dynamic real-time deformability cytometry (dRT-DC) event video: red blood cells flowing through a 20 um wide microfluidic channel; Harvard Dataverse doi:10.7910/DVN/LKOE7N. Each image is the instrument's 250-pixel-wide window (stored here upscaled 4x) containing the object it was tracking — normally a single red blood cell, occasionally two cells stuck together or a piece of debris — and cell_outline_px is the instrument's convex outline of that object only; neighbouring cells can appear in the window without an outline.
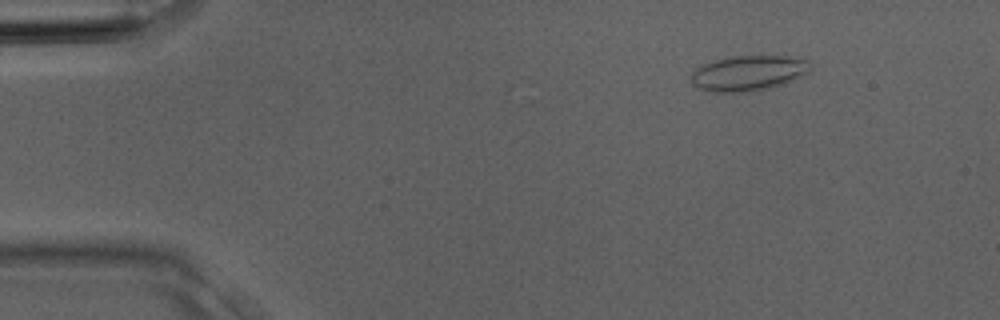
{"species": "Egyptian fruit bat (a non-hibernating species)", "species_latin": "Rousettus aegyptiacus", "temperature_condition": "room temperature", "stored_images_in_passage": 3, "camera_frame_rate_fps": 3000, "um_per_image_px": 0.085, "animal": {"sex": "male"}, "frame": {"image": 1, "passage_image": 1, "time_ms": 0.0, "image_size_px": [1000, 320], "cell_outline_px": [[812, 68], [808, 72], [784, 84], [772, 88], [752, 92], [712, 92], [700, 88], [692, 84], [692, 72], [696, 68], [704, 64], [716, 60], [732, 56], [788, 56], [808, 60], [812, 64]], "centroid_in_image_um": [63.65, 6.22], "position_along_channel_um": 21.4, "area_um2": 24.62}}